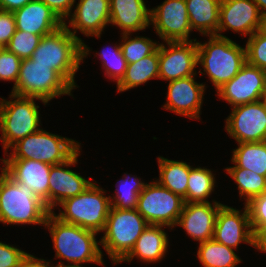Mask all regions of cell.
Listing matches in <instances>:
<instances>
[{"label": "cell", "mask_w": 266, "mask_h": 267, "mask_svg": "<svg viewBox=\"0 0 266 267\" xmlns=\"http://www.w3.org/2000/svg\"><path fill=\"white\" fill-rule=\"evenodd\" d=\"M44 225L52 236L56 258L71 262L64 265L60 261L56 267H81V263L86 262L104 265L102 250L98 245L100 242L96 241L97 232L63 222L55 216L54 211L48 214Z\"/></svg>", "instance_id": "obj_1"}, {"label": "cell", "mask_w": 266, "mask_h": 267, "mask_svg": "<svg viewBox=\"0 0 266 267\" xmlns=\"http://www.w3.org/2000/svg\"><path fill=\"white\" fill-rule=\"evenodd\" d=\"M30 59L35 64L48 65L73 89L75 74L82 62V42L70 33L65 24L44 35Z\"/></svg>", "instance_id": "obj_2"}, {"label": "cell", "mask_w": 266, "mask_h": 267, "mask_svg": "<svg viewBox=\"0 0 266 267\" xmlns=\"http://www.w3.org/2000/svg\"><path fill=\"white\" fill-rule=\"evenodd\" d=\"M50 211L33 191L16 183L2 169L0 175V222L44 225Z\"/></svg>", "instance_id": "obj_3"}, {"label": "cell", "mask_w": 266, "mask_h": 267, "mask_svg": "<svg viewBox=\"0 0 266 267\" xmlns=\"http://www.w3.org/2000/svg\"><path fill=\"white\" fill-rule=\"evenodd\" d=\"M246 63V49L228 37L210 35L206 43L197 42V64L213 83L216 91L229 82Z\"/></svg>", "instance_id": "obj_4"}, {"label": "cell", "mask_w": 266, "mask_h": 267, "mask_svg": "<svg viewBox=\"0 0 266 267\" xmlns=\"http://www.w3.org/2000/svg\"><path fill=\"white\" fill-rule=\"evenodd\" d=\"M148 225L137 209L111 207L99 242L116 265L130 253Z\"/></svg>", "instance_id": "obj_5"}, {"label": "cell", "mask_w": 266, "mask_h": 267, "mask_svg": "<svg viewBox=\"0 0 266 267\" xmlns=\"http://www.w3.org/2000/svg\"><path fill=\"white\" fill-rule=\"evenodd\" d=\"M95 182L75 197L65 199L59 204L64 209L55 214L61 221L75 224L94 232L103 231L111 208L110 196Z\"/></svg>", "instance_id": "obj_6"}, {"label": "cell", "mask_w": 266, "mask_h": 267, "mask_svg": "<svg viewBox=\"0 0 266 267\" xmlns=\"http://www.w3.org/2000/svg\"><path fill=\"white\" fill-rule=\"evenodd\" d=\"M10 99L0 100V139L5 154L17 141L41 129L39 106L34 101L37 98L11 93Z\"/></svg>", "instance_id": "obj_7"}, {"label": "cell", "mask_w": 266, "mask_h": 267, "mask_svg": "<svg viewBox=\"0 0 266 267\" xmlns=\"http://www.w3.org/2000/svg\"><path fill=\"white\" fill-rule=\"evenodd\" d=\"M80 142L55 135L40 129L20 139L12 148L7 159H32L50 165H58L69 160L79 149Z\"/></svg>", "instance_id": "obj_8"}, {"label": "cell", "mask_w": 266, "mask_h": 267, "mask_svg": "<svg viewBox=\"0 0 266 267\" xmlns=\"http://www.w3.org/2000/svg\"><path fill=\"white\" fill-rule=\"evenodd\" d=\"M73 88L48 65L22 59L17 83L11 93L41 100L45 105L61 95H71Z\"/></svg>", "instance_id": "obj_9"}, {"label": "cell", "mask_w": 266, "mask_h": 267, "mask_svg": "<svg viewBox=\"0 0 266 267\" xmlns=\"http://www.w3.org/2000/svg\"><path fill=\"white\" fill-rule=\"evenodd\" d=\"M184 200L157 181L146 183L137 202V211L148 224L176 226Z\"/></svg>", "instance_id": "obj_10"}, {"label": "cell", "mask_w": 266, "mask_h": 267, "mask_svg": "<svg viewBox=\"0 0 266 267\" xmlns=\"http://www.w3.org/2000/svg\"><path fill=\"white\" fill-rule=\"evenodd\" d=\"M225 129L238 143L266 141V103L259 100L232 107Z\"/></svg>", "instance_id": "obj_11"}, {"label": "cell", "mask_w": 266, "mask_h": 267, "mask_svg": "<svg viewBox=\"0 0 266 267\" xmlns=\"http://www.w3.org/2000/svg\"><path fill=\"white\" fill-rule=\"evenodd\" d=\"M150 25H153L159 38L165 42L194 41L189 39L192 29L186 0H165L151 9Z\"/></svg>", "instance_id": "obj_12"}, {"label": "cell", "mask_w": 266, "mask_h": 267, "mask_svg": "<svg viewBox=\"0 0 266 267\" xmlns=\"http://www.w3.org/2000/svg\"><path fill=\"white\" fill-rule=\"evenodd\" d=\"M159 44V79L173 81L196 75L197 41Z\"/></svg>", "instance_id": "obj_13"}, {"label": "cell", "mask_w": 266, "mask_h": 267, "mask_svg": "<svg viewBox=\"0 0 266 267\" xmlns=\"http://www.w3.org/2000/svg\"><path fill=\"white\" fill-rule=\"evenodd\" d=\"M71 17V18H70ZM67 30L82 42V61L89 54V47L76 33L79 30L85 36L100 37L107 24H110V0H80L74 12L69 16ZM72 27V29H69ZM74 30V31H71Z\"/></svg>", "instance_id": "obj_14"}, {"label": "cell", "mask_w": 266, "mask_h": 267, "mask_svg": "<svg viewBox=\"0 0 266 267\" xmlns=\"http://www.w3.org/2000/svg\"><path fill=\"white\" fill-rule=\"evenodd\" d=\"M266 71L247 62L240 71L217 90V95L232 107L262 100Z\"/></svg>", "instance_id": "obj_15"}, {"label": "cell", "mask_w": 266, "mask_h": 267, "mask_svg": "<svg viewBox=\"0 0 266 267\" xmlns=\"http://www.w3.org/2000/svg\"><path fill=\"white\" fill-rule=\"evenodd\" d=\"M241 212L224 204L220 207L213 233L215 241L233 249H237L241 242L254 246V233L246 205H244V211Z\"/></svg>", "instance_id": "obj_16"}, {"label": "cell", "mask_w": 266, "mask_h": 267, "mask_svg": "<svg viewBox=\"0 0 266 267\" xmlns=\"http://www.w3.org/2000/svg\"><path fill=\"white\" fill-rule=\"evenodd\" d=\"M261 27L262 16L253 0H221L219 37H226L221 32L229 29L250 37Z\"/></svg>", "instance_id": "obj_17"}, {"label": "cell", "mask_w": 266, "mask_h": 267, "mask_svg": "<svg viewBox=\"0 0 266 267\" xmlns=\"http://www.w3.org/2000/svg\"><path fill=\"white\" fill-rule=\"evenodd\" d=\"M1 161V169L16 183L29 187L49 210V173L52 165L32 159L2 158Z\"/></svg>", "instance_id": "obj_18"}, {"label": "cell", "mask_w": 266, "mask_h": 267, "mask_svg": "<svg viewBox=\"0 0 266 267\" xmlns=\"http://www.w3.org/2000/svg\"><path fill=\"white\" fill-rule=\"evenodd\" d=\"M78 156H80V149L66 162L51 166L49 173L50 212H53L54 208L65 199L75 197L92 184V181L67 168L77 164Z\"/></svg>", "instance_id": "obj_19"}, {"label": "cell", "mask_w": 266, "mask_h": 267, "mask_svg": "<svg viewBox=\"0 0 266 267\" xmlns=\"http://www.w3.org/2000/svg\"><path fill=\"white\" fill-rule=\"evenodd\" d=\"M195 75L169 82L167 102L163 108L191 119H199L205 85L195 81Z\"/></svg>", "instance_id": "obj_20"}, {"label": "cell", "mask_w": 266, "mask_h": 267, "mask_svg": "<svg viewBox=\"0 0 266 267\" xmlns=\"http://www.w3.org/2000/svg\"><path fill=\"white\" fill-rule=\"evenodd\" d=\"M223 204L210 202L184 203L177 226L183 227L187 234L199 243L213 238L215 220Z\"/></svg>", "instance_id": "obj_21"}, {"label": "cell", "mask_w": 266, "mask_h": 267, "mask_svg": "<svg viewBox=\"0 0 266 267\" xmlns=\"http://www.w3.org/2000/svg\"><path fill=\"white\" fill-rule=\"evenodd\" d=\"M13 14L17 30L30 32L41 37L64 24L45 3L39 0L28 2L22 8L14 11Z\"/></svg>", "instance_id": "obj_22"}, {"label": "cell", "mask_w": 266, "mask_h": 267, "mask_svg": "<svg viewBox=\"0 0 266 267\" xmlns=\"http://www.w3.org/2000/svg\"><path fill=\"white\" fill-rule=\"evenodd\" d=\"M150 12L144 0H110V24L119 27L122 34L146 29Z\"/></svg>", "instance_id": "obj_23"}, {"label": "cell", "mask_w": 266, "mask_h": 267, "mask_svg": "<svg viewBox=\"0 0 266 267\" xmlns=\"http://www.w3.org/2000/svg\"><path fill=\"white\" fill-rule=\"evenodd\" d=\"M164 225L149 224L137 239L133 249L121 262H131L136 256L144 263L158 262L168 249L169 240Z\"/></svg>", "instance_id": "obj_24"}, {"label": "cell", "mask_w": 266, "mask_h": 267, "mask_svg": "<svg viewBox=\"0 0 266 267\" xmlns=\"http://www.w3.org/2000/svg\"><path fill=\"white\" fill-rule=\"evenodd\" d=\"M221 0H186L191 29L201 35L218 36Z\"/></svg>", "instance_id": "obj_25"}, {"label": "cell", "mask_w": 266, "mask_h": 267, "mask_svg": "<svg viewBox=\"0 0 266 267\" xmlns=\"http://www.w3.org/2000/svg\"><path fill=\"white\" fill-rule=\"evenodd\" d=\"M159 179L156 181L174 194L179 195L186 203L190 165L183 161L158 157Z\"/></svg>", "instance_id": "obj_26"}, {"label": "cell", "mask_w": 266, "mask_h": 267, "mask_svg": "<svg viewBox=\"0 0 266 267\" xmlns=\"http://www.w3.org/2000/svg\"><path fill=\"white\" fill-rule=\"evenodd\" d=\"M153 78L159 79V47L153 54L127 64L125 76L117 84V90L124 92Z\"/></svg>", "instance_id": "obj_27"}, {"label": "cell", "mask_w": 266, "mask_h": 267, "mask_svg": "<svg viewBox=\"0 0 266 267\" xmlns=\"http://www.w3.org/2000/svg\"><path fill=\"white\" fill-rule=\"evenodd\" d=\"M232 167L244 168L266 177V141L238 143L233 150Z\"/></svg>", "instance_id": "obj_28"}, {"label": "cell", "mask_w": 266, "mask_h": 267, "mask_svg": "<svg viewBox=\"0 0 266 267\" xmlns=\"http://www.w3.org/2000/svg\"><path fill=\"white\" fill-rule=\"evenodd\" d=\"M234 251L212 238L199 243L197 256L203 267H235L241 259Z\"/></svg>", "instance_id": "obj_29"}, {"label": "cell", "mask_w": 266, "mask_h": 267, "mask_svg": "<svg viewBox=\"0 0 266 267\" xmlns=\"http://www.w3.org/2000/svg\"><path fill=\"white\" fill-rule=\"evenodd\" d=\"M214 187L215 177L210 169L190 166L186 203L209 202Z\"/></svg>", "instance_id": "obj_30"}, {"label": "cell", "mask_w": 266, "mask_h": 267, "mask_svg": "<svg viewBox=\"0 0 266 267\" xmlns=\"http://www.w3.org/2000/svg\"><path fill=\"white\" fill-rule=\"evenodd\" d=\"M225 170L237 184L240 198L245 197L246 202L244 204H247L252 198L266 192L265 176L239 167H227Z\"/></svg>", "instance_id": "obj_31"}, {"label": "cell", "mask_w": 266, "mask_h": 267, "mask_svg": "<svg viewBox=\"0 0 266 267\" xmlns=\"http://www.w3.org/2000/svg\"><path fill=\"white\" fill-rule=\"evenodd\" d=\"M125 174L124 179H120L116 186L118 187L114 197H110L111 207L118 209H136L138 197L141 191L144 189L145 182H142L140 178L136 176L131 177L130 174Z\"/></svg>", "instance_id": "obj_32"}, {"label": "cell", "mask_w": 266, "mask_h": 267, "mask_svg": "<svg viewBox=\"0 0 266 267\" xmlns=\"http://www.w3.org/2000/svg\"><path fill=\"white\" fill-rule=\"evenodd\" d=\"M130 37V34H122V41L120 43L127 64L135 63L153 54L159 47L158 42H154L149 38L142 36Z\"/></svg>", "instance_id": "obj_33"}, {"label": "cell", "mask_w": 266, "mask_h": 267, "mask_svg": "<svg viewBox=\"0 0 266 267\" xmlns=\"http://www.w3.org/2000/svg\"><path fill=\"white\" fill-rule=\"evenodd\" d=\"M106 48V47H105ZM109 49V48H108ZM103 48L100 53H97L100 56V59L103 62L102 67L105 69V75L109 78L116 80L117 84L122 80L125 76L127 61L124 58L121 44L113 46L111 50ZM108 50V51H107Z\"/></svg>", "instance_id": "obj_34"}, {"label": "cell", "mask_w": 266, "mask_h": 267, "mask_svg": "<svg viewBox=\"0 0 266 267\" xmlns=\"http://www.w3.org/2000/svg\"><path fill=\"white\" fill-rule=\"evenodd\" d=\"M41 38L40 35H35L23 30H16L6 48L19 58L27 59L33 55Z\"/></svg>", "instance_id": "obj_35"}, {"label": "cell", "mask_w": 266, "mask_h": 267, "mask_svg": "<svg viewBox=\"0 0 266 267\" xmlns=\"http://www.w3.org/2000/svg\"><path fill=\"white\" fill-rule=\"evenodd\" d=\"M245 49L246 62L266 71V34L261 29L248 38Z\"/></svg>", "instance_id": "obj_36"}, {"label": "cell", "mask_w": 266, "mask_h": 267, "mask_svg": "<svg viewBox=\"0 0 266 267\" xmlns=\"http://www.w3.org/2000/svg\"><path fill=\"white\" fill-rule=\"evenodd\" d=\"M22 59L7 48H0V80L17 83Z\"/></svg>", "instance_id": "obj_37"}, {"label": "cell", "mask_w": 266, "mask_h": 267, "mask_svg": "<svg viewBox=\"0 0 266 267\" xmlns=\"http://www.w3.org/2000/svg\"><path fill=\"white\" fill-rule=\"evenodd\" d=\"M251 228L254 235L266 227V192L252 198L247 204Z\"/></svg>", "instance_id": "obj_38"}, {"label": "cell", "mask_w": 266, "mask_h": 267, "mask_svg": "<svg viewBox=\"0 0 266 267\" xmlns=\"http://www.w3.org/2000/svg\"><path fill=\"white\" fill-rule=\"evenodd\" d=\"M28 254L15 246L0 242V267H20Z\"/></svg>", "instance_id": "obj_39"}, {"label": "cell", "mask_w": 266, "mask_h": 267, "mask_svg": "<svg viewBox=\"0 0 266 267\" xmlns=\"http://www.w3.org/2000/svg\"><path fill=\"white\" fill-rule=\"evenodd\" d=\"M16 30L13 12L0 10V48L7 47Z\"/></svg>", "instance_id": "obj_40"}, {"label": "cell", "mask_w": 266, "mask_h": 267, "mask_svg": "<svg viewBox=\"0 0 266 267\" xmlns=\"http://www.w3.org/2000/svg\"><path fill=\"white\" fill-rule=\"evenodd\" d=\"M45 3L64 23L71 15L76 0H39Z\"/></svg>", "instance_id": "obj_41"}, {"label": "cell", "mask_w": 266, "mask_h": 267, "mask_svg": "<svg viewBox=\"0 0 266 267\" xmlns=\"http://www.w3.org/2000/svg\"><path fill=\"white\" fill-rule=\"evenodd\" d=\"M34 0H0V10L14 12Z\"/></svg>", "instance_id": "obj_42"}, {"label": "cell", "mask_w": 266, "mask_h": 267, "mask_svg": "<svg viewBox=\"0 0 266 267\" xmlns=\"http://www.w3.org/2000/svg\"><path fill=\"white\" fill-rule=\"evenodd\" d=\"M20 267H56V266H49V261L46 262L44 259L37 258L31 254H28Z\"/></svg>", "instance_id": "obj_43"}, {"label": "cell", "mask_w": 266, "mask_h": 267, "mask_svg": "<svg viewBox=\"0 0 266 267\" xmlns=\"http://www.w3.org/2000/svg\"><path fill=\"white\" fill-rule=\"evenodd\" d=\"M254 247L266 253V227L261 228L254 235Z\"/></svg>", "instance_id": "obj_44"}, {"label": "cell", "mask_w": 266, "mask_h": 267, "mask_svg": "<svg viewBox=\"0 0 266 267\" xmlns=\"http://www.w3.org/2000/svg\"><path fill=\"white\" fill-rule=\"evenodd\" d=\"M259 9L262 18H266V0H253Z\"/></svg>", "instance_id": "obj_45"}, {"label": "cell", "mask_w": 266, "mask_h": 267, "mask_svg": "<svg viewBox=\"0 0 266 267\" xmlns=\"http://www.w3.org/2000/svg\"><path fill=\"white\" fill-rule=\"evenodd\" d=\"M261 30L266 34V18H262Z\"/></svg>", "instance_id": "obj_46"}, {"label": "cell", "mask_w": 266, "mask_h": 267, "mask_svg": "<svg viewBox=\"0 0 266 267\" xmlns=\"http://www.w3.org/2000/svg\"><path fill=\"white\" fill-rule=\"evenodd\" d=\"M262 100L266 103V84Z\"/></svg>", "instance_id": "obj_47"}]
</instances>
